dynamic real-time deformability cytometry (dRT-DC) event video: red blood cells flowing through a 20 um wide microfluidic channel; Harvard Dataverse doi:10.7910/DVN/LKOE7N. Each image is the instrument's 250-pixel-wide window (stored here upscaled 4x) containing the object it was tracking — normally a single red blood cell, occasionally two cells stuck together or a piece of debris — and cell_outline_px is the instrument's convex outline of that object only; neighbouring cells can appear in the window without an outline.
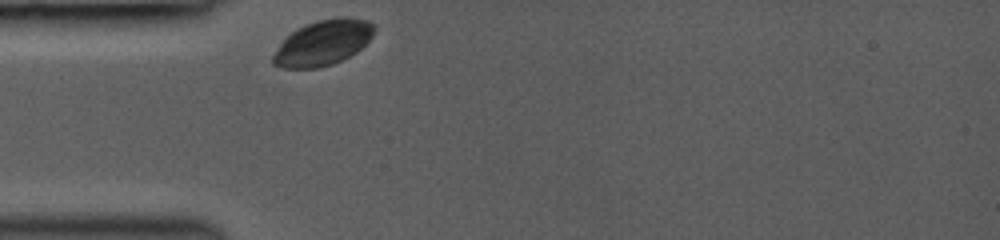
{"species": "common noctule bat (a hibernating species)", "species_latin": "Nyctalus noctula", "temperature_condition": "room temperature", "stored_images_in_passage": 13, "camera_frame_rate_fps": 3000, "um_per_image_px": 0.085, "animal": {"sex": "female", "body_mass_g": 19.0, "forearm_length_mm": 53.3}, "frame": {"image": 1, "passage_image": 1, "time_ms": 0.0, "image_size_px": [1000, 240], "cell_outline_px": [[376, 28], [372, 36], [356, 52], [332, 64], [320, 68], [280, 68], [272, 64], [272, 56], [280, 44], [296, 28], [304, 24], [316, 20], [336, 16], [344, 16], [364, 20], [372, 24]], "centroid_in_image_um": [27.42, 3.62], "position_along_channel_um": 57.6, "area_um2": 26.65}}
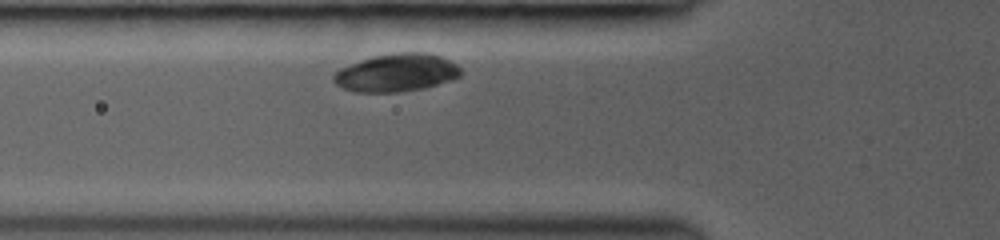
{"frame": {"image": 2, "passage_image": 10, "time_ms": 1.0, "image_size_px": [1000, 240], "cell_outline_px": [[464, 72], [460, 76], [452, 80], [424, 88], [396, 92], [356, 92], [344, 88], [336, 84], [332, 80], [332, 76], [340, 68], [360, 60], [372, 56], [396, 52], [424, 52], [440, 56], [456, 64]], "centroid_in_image_um": [33.7, 6.17], "position_along_channel_um": 92.1, "area_um2": 28.15}}